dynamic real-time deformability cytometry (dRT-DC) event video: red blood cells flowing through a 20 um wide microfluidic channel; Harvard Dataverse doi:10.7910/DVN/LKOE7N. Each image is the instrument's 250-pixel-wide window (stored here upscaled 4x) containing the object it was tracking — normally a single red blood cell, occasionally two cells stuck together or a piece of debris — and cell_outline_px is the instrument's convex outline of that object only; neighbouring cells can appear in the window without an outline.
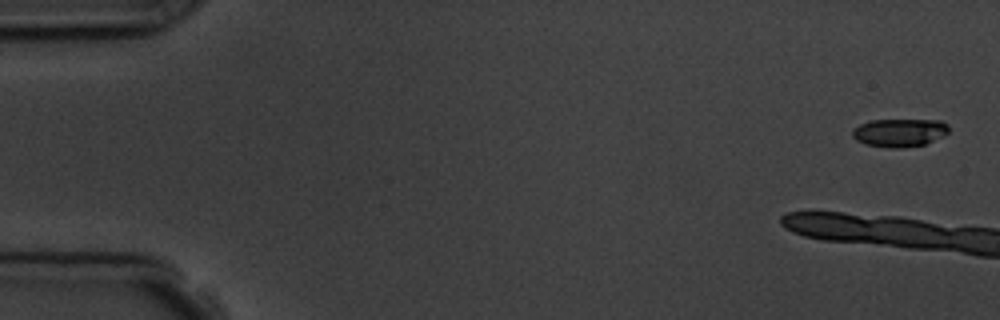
{"species": "common noctule bat (a hibernating species)", "species_latin": "Nyctalus noctula", "temperature_condition": "room temperature", "stored_images_in_passage": 7, "camera_frame_rate_fps": 3000, "um_per_image_px": 0.085, "animal": {"sex": "male", "body_mass_g": 19.5, "forearm_length_mm": 54.6}, "frame": {"image": 1, "passage_image": 1, "time_ms": 0.0, "image_size_px": [1000, 320], "cell_outline_px": [[948, 132], [944, 136], [924, 144], [900, 148], [892, 148], [864, 144], [856, 140], [852, 136], [852, 128], [860, 124], [872, 120], [940, 120], [948, 124]], "centroid_in_image_um": [76.44, 11.27], "position_along_channel_um": 8.6, "area_um2": 15.84}}